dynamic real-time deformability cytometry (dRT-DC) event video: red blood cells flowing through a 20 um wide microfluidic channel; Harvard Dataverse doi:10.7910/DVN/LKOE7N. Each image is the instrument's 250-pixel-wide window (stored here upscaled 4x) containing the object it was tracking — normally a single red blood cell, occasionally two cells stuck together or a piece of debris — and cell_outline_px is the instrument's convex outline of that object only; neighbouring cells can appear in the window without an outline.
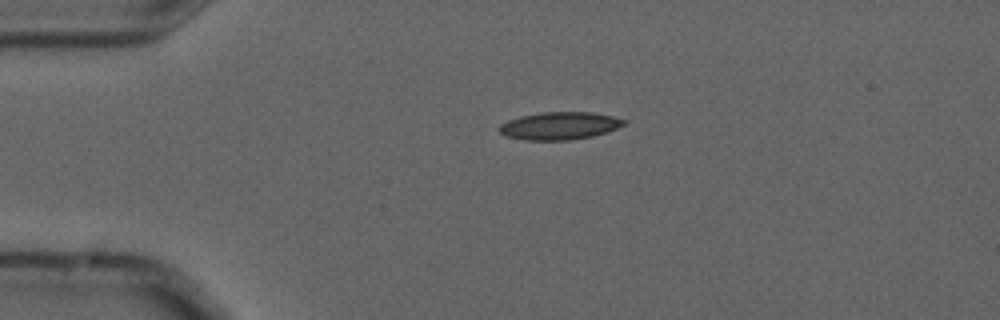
{"species": "common noctule bat (a hibernating species)", "species_latin": "Nyctalus noctula", "temperature_condition": "cold", "stored_images_in_passage": 8, "camera_frame_rate_fps": 3000, "um_per_image_px": 0.085, "animal": {"sex": "male", "forearm_length_mm": 52.5}, "frame": {"image": 1, "passage_image": 1, "time_ms": 0.0, "image_size_px": [1000, 320], "cell_outline_px": [[628, 120], [624, 124], [608, 132], [592, 136], [568, 140], [524, 140], [504, 136], [496, 128], [500, 124], [508, 120], [520, 116], [544, 112], [592, 112], [612, 116]], "centroid_in_image_um": [47.53, 10.69], "position_along_channel_um": 37.5, "area_um2": 20.17}}
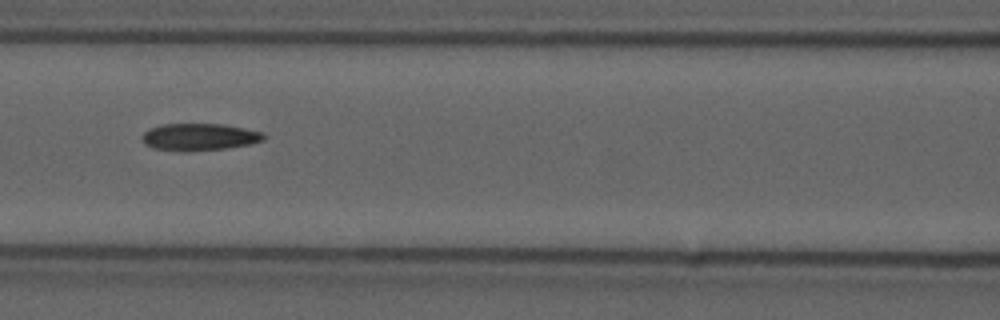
{"frame": {"image": 2, "passage_image": 4, "time_ms": 1.0, "image_size_px": [1000, 320], "cell_outline_px": [[268, 136], [264, 140], [248, 144], [228, 148], [184, 152], [180, 152], [152, 148], [144, 144], [140, 136], [144, 132], [152, 128], [164, 124], [224, 124], [264, 132]], "centroid_in_image_um": [16.95, 11.65], "position_along_channel_um": 149.7, "area_um2": 19.48}}
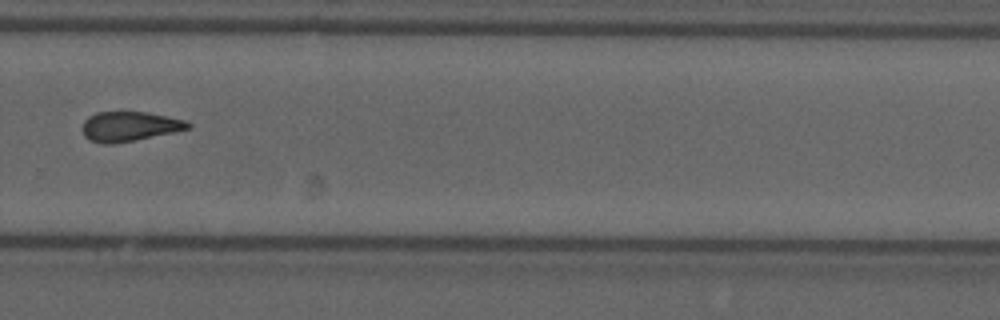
{"frame": {"image": 3, "passage_image": 8, "time_ms": 2.333, "image_size_px": [1000, 320], "cell_outline_px": [[192, 128], [112, 144], [104, 144], [88, 140], [84, 136], [84, 120], [88, 116], [96, 112], [148, 112], [184, 120], [192, 124]], "centroid_in_image_um": [10.99, 10.73], "position_along_channel_um": 318.8, "area_um2": 18.03}}